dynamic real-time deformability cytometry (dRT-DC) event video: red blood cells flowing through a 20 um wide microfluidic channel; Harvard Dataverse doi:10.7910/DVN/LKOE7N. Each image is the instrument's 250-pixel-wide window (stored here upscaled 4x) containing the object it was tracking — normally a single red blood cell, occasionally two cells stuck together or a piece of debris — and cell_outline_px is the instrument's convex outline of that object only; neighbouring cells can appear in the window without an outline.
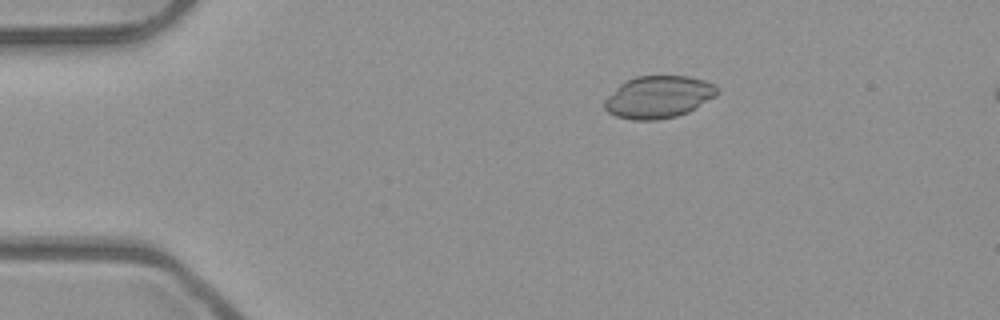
{"species": "common noctule bat (a hibernating species)", "species_latin": "Nyctalus noctula", "temperature_condition": "room temperature", "stored_images_in_passage": 4, "camera_frame_rate_fps": 3000, "um_per_image_px": 0.085, "animal": {"sex": "male", "body_mass_g": 23.1, "forearm_length_mm": 52.7}, "frame": {"image": 1, "passage_image": 1, "time_ms": 0.0, "image_size_px": [1000, 320], "cell_outline_px": [[720, 92], [716, 96], [688, 112], [676, 116], [656, 120], [632, 120], [616, 116], [608, 112], [604, 108], [604, 100], [620, 84], [636, 76], [688, 76], [704, 80], [720, 88]], "centroid_in_image_um": [55.99, 8.25], "position_along_channel_um": 29.0, "area_um2": 27.74}}
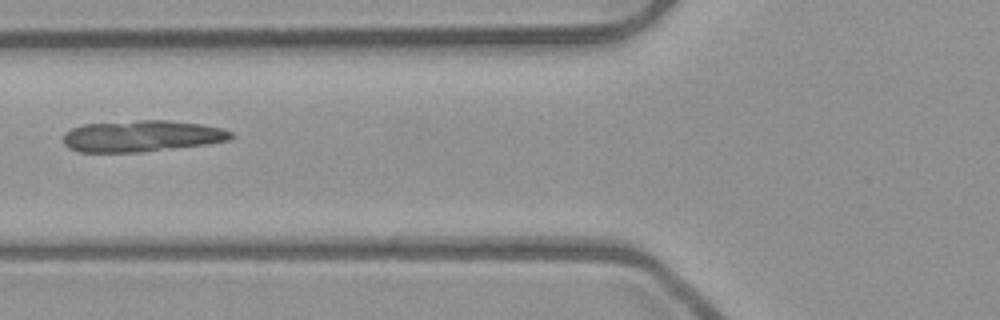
{"frame": {"image": 2, "passage_image": 4, "time_ms": 1.0, "image_size_px": [1000, 320], "cell_outline_px": [[232, 136], [228, 140], [208, 144], [144, 152], [80, 152], [68, 148], [64, 144], [64, 132], [72, 128], [84, 124], [136, 120], [168, 120], [200, 124], [220, 128], [232, 132]], "centroid_in_image_um": [12.02, 11.57], "position_along_channel_um": 113.8, "area_um2": 30.75}}